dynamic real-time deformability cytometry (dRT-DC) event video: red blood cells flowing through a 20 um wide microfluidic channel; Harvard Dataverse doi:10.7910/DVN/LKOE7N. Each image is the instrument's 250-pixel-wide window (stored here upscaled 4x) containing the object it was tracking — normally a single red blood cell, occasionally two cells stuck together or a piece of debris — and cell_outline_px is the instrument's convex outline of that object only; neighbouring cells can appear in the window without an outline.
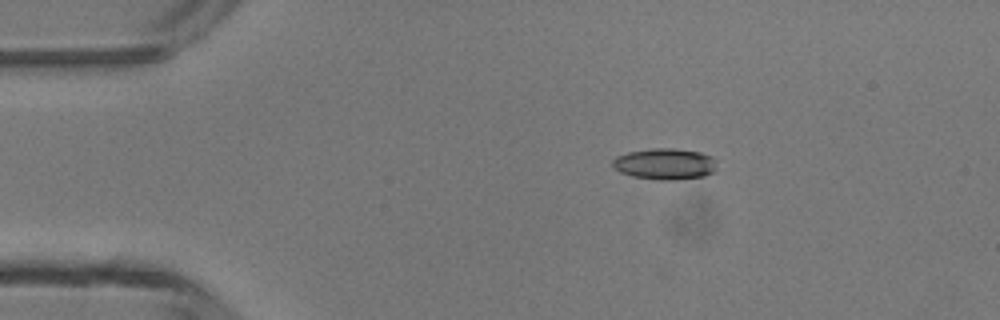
{"species": "common noctule bat (a hibernating species)", "species_latin": "Nyctalus noctula", "temperature_condition": "room temperature", "stored_images_in_passage": 5, "camera_frame_rate_fps": 3000, "um_per_image_px": 0.085, "animal": {"sex": "male", "body_mass_g": 13.3}, "frame": {"image": 1, "passage_image": 3, "time_ms": 2.333, "image_size_px": [1000, 320], "cell_outline_px": [[716, 172], [704, 176], [676, 180], [660, 180], [632, 176], [620, 172], [612, 164], [612, 160], [616, 156], [628, 152], [652, 148], [672, 148], [700, 152], [712, 156], [716, 160]], "centroid_in_image_um": [56.55, 13.93], "position_along_channel_um": 28.4, "area_um2": 19.13}}
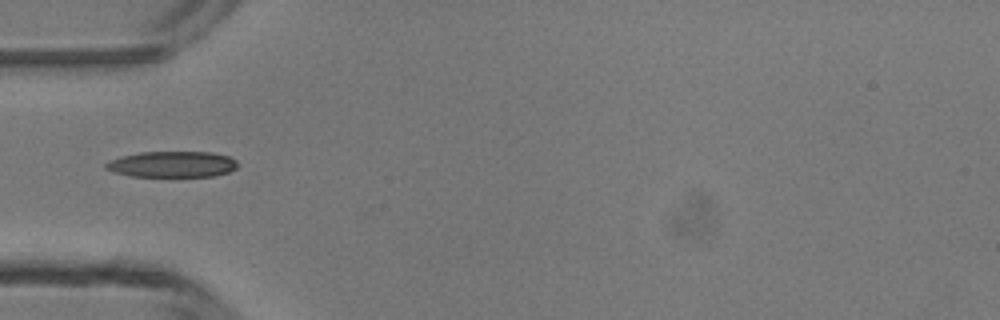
{"frame": {"image": 2, "passage_image": 5, "time_ms": 4.667, "image_size_px": [1000, 320], "cell_outline_px": [[236, 168], [228, 172], [212, 176], [132, 176], [116, 172], [104, 168], [104, 164], [120, 156], [140, 152], [212, 152], [228, 156], [236, 160]], "centroid_in_image_um": [14.63, 13.95], "position_along_channel_um": 70.4, "area_um2": 19.77}}